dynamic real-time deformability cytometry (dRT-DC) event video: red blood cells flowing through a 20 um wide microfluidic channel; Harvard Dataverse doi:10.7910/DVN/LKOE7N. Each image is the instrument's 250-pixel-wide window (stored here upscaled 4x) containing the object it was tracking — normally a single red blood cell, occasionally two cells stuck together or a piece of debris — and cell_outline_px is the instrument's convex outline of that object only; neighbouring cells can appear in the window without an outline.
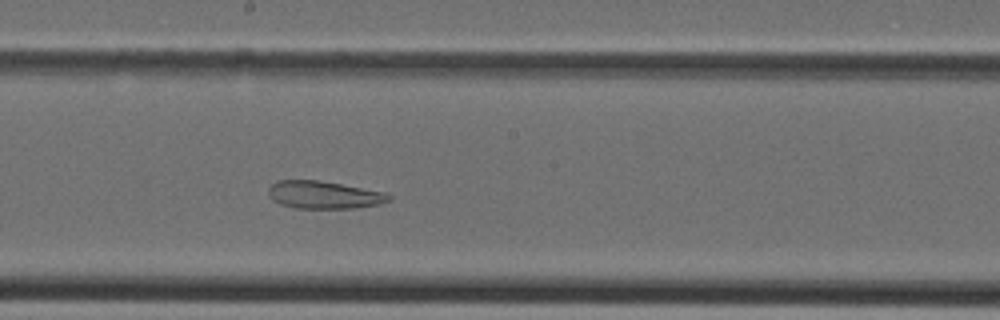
{"species": "Egyptian fruit bat (a non-hibernating species)", "species_latin": "Rousettus aegyptiacus", "temperature_condition": "cold", "stored_images_in_passage": 34, "camera_frame_rate_fps": 3000, "um_per_image_px": 0.085, "animal": {"sex": "female"}, "frame": {"image": 1, "passage_image": 17, "time_ms": 5.333, "image_size_px": [1000, 320], "cell_outline_px": [[392, 200], [380, 204], [356, 208], [296, 208], [280, 204], [272, 200], [268, 196], [268, 188], [276, 180], [320, 180], [384, 192], [392, 196]], "centroid_in_image_um": [27.52, 16.56], "position_along_channel_um": 220.7, "area_um2": 19.54}}
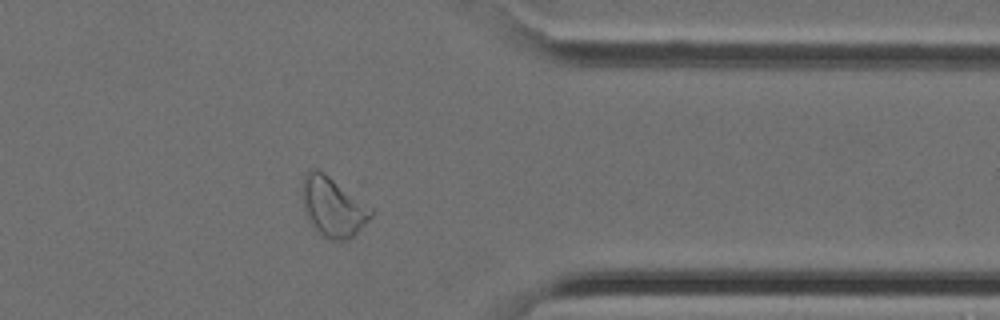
{"frame": {"image": 2, "passage_image": 27, "time_ms": 8.667, "image_size_px": [1000, 320], "cell_outline_px": [[372, 216], [348, 240], [328, 240], [316, 232], [308, 220], [304, 212], [304, 176], [308, 172], [316, 168], [324, 172], [372, 208]], "centroid_in_image_um": [28.3, 17.62], "position_along_channel_um": 383.1, "area_um2": 23.41}}
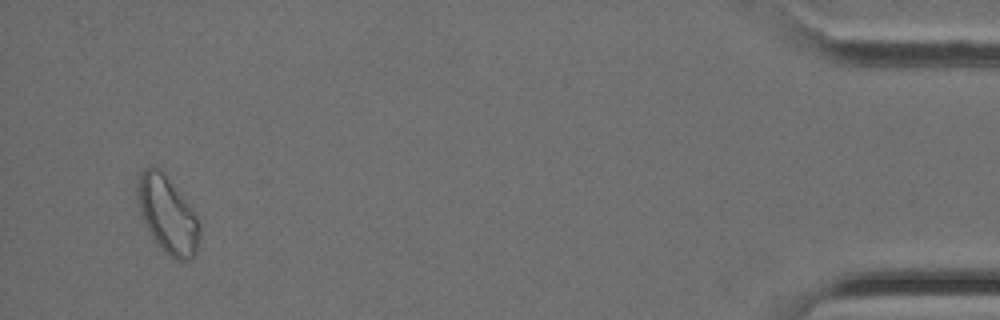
{"frame": {"image": 3, "passage_image": 33, "time_ms": 10.667, "image_size_px": [1000, 320], "cell_outline_px": [[200, 236], [196, 252], [192, 260], [176, 260], [168, 256], [156, 244], [140, 212], [136, 192], [140, 172], [144, 168], [156, 168], [168, 180], [188, 204], [196, 216], [200, 224]], "centroid_in_image_um": [14.25, 18.34], "position_along_channel_um": 421.0, "area_um2": 27.22}}